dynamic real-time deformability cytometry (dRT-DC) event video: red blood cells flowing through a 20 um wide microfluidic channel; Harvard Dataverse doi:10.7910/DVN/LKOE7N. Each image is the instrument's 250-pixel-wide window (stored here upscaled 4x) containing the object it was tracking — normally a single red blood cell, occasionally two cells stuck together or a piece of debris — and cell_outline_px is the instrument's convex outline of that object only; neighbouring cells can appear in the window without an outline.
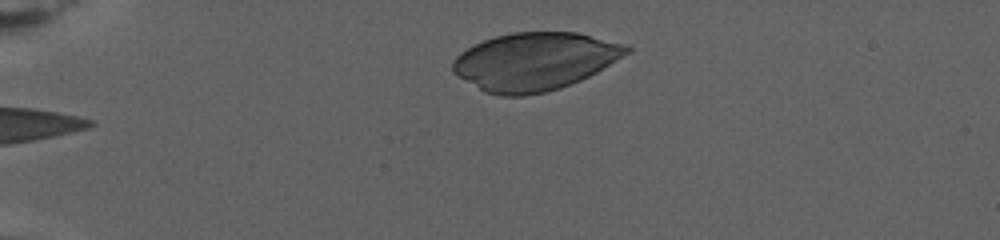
{"species": "human", "species_latin": "Homo sapiens", "temperature_condition": "warm", "stored_images_in_passage": 29, "camera_frame_rate_fps": 3000, "um_per_image_px": 0.085, "donor": {"sex": "female"}, "frame": {"image": 1, "passage_image": 1, "time_ms": 0.0, "image_size_px": [1000, 240], "cell_outline_px": [[632, 52], [596, 72], [580, 80], [560, 88], [544, 92], [524, 96], [500, 96], [484, 92], [452, 72], [452, 60], [460, 52], [484, 40], [496, 36], [512, 32], [576, 32], [628, 44], [632, 48]], "centroid_in_image_um": [45.47, 5.22], "position_along_channel_um": 39.5, "area_um2": 58.67}}
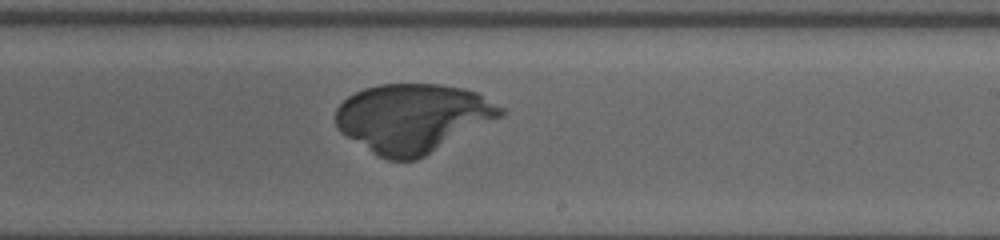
{"frame": {"image": 2, "passage_image": 20, "time_ms": 10.667, "image_size_px": [1000, 240], "cell_outline_px": [[504, 116], [416, 160], [388, 160], [376, 156], [340, 132], [336, 128], [336, 108], [348, 96], [364, 88], [380, 84], [440, 84], [464, 88], [476, 92], [504, 108]], "centroid_in_image_um": [35.07, 10.03], "position_along_channel_um": 253.9, "area_um2": 66.24}}
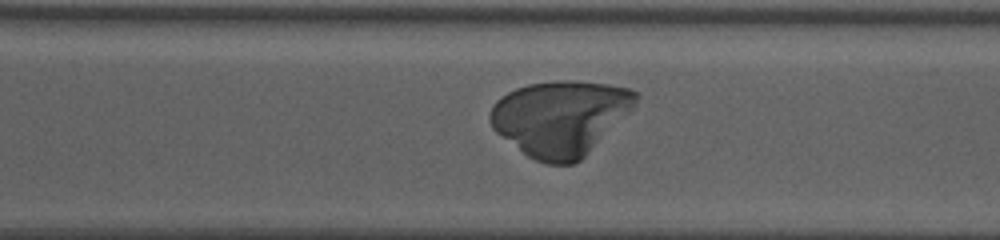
{"frame": {"image": 3, "passage_image": 24, "time_ms": 13.333, "image_size_px": [1000, 240], "cell_outline_px": [[640, 96], [636, 104], [576, 164], [548, 164], [536, 160], [528, 156], [496, 132], [492, 128], [488, 116], [496, 100], [508, 92], [516, 88], [528, 84], [556, 80], [572, 80], [608, 84], [628, 88], [636, 92]], "centroid_in_image_um": [47.6, 10.0], "position_along_channel_um": 323.0, "area_um2": 63.18}}